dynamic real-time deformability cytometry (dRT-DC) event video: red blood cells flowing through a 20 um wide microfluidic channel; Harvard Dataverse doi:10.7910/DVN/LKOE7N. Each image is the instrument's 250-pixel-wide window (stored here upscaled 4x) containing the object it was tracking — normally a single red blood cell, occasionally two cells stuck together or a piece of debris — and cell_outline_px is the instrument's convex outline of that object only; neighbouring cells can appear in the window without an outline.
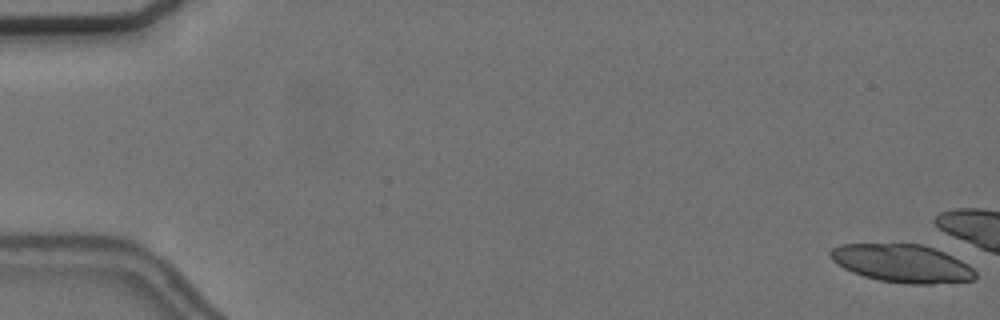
{"species": "common noctule bat (a hibernating species)", "species_latin": "Nyctalus noctula", "temperature_condition": "cold", "stored_images_in_passage": 3, "camera_frame_rate_fps": 3000, "um_per_image_px": 0.085, "animal": {"sex": "female", "body_mass_g": 24.6, "forearm_length_mm": 56.2}, "frame": {"image": 1, "passage_image": 1, "time_ms": 0.0, "image_size_px": [1000, 320], "cell_outline_px": [[976, 280], [932, 284], [908, 284], [880, 280], [864, 276], [852, 272], [844, 268], [832, 260], [828, 256], [828, 252], [832, 248], [840, 244], [924, 244], [936, 248], [968, 264], [976, 272]], "centroid_in_image_um": [76.69, 22.38], "position_along_channel_um": 8.3, "area_um2": 32.25}}